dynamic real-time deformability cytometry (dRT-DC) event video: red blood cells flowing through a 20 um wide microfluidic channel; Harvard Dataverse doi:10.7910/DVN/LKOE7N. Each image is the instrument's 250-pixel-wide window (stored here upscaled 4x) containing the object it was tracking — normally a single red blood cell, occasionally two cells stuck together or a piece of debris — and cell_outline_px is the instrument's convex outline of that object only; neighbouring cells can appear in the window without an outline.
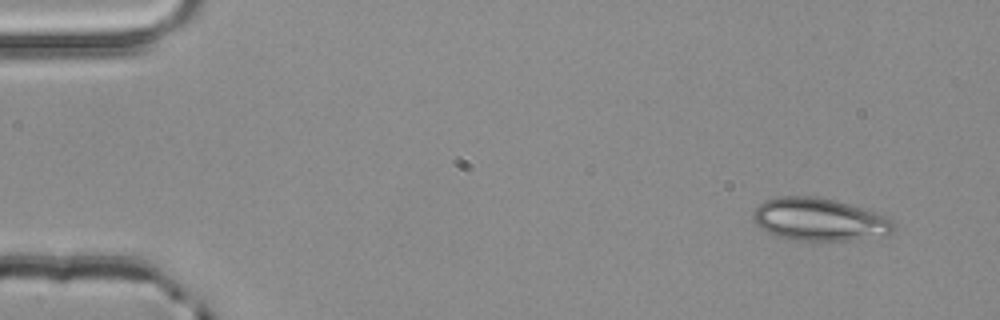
{"species": "common noctule bat (a hibernating species)", "species_latin": "Nyctalus noctula", "temperature_condition": "room temperature", "stored_images_in_passage": 3, "camera_frame_rate_fps": 3000, "um_per_image_px": 0.085, "animal": {"sex": "male", "body_mass_g": 20.4}, "frame": {"image": 1, "passage_image": 1, "time_ms": 0.0, "image_size_px": [1000, 320], "cell_outline_px": [[892, 232], [888, 236], [848, 240], [788, 240], [776, 236], [760, 228], [752, 220], [752, 212], [764, 200], [780, 196], [816, 196], [836, 200], [884, 212], [892, 220]], "centroid_in_image_um": [69.68, 18.64], "position_along_channel_um": 15.3, "area_um2": 35.72}}